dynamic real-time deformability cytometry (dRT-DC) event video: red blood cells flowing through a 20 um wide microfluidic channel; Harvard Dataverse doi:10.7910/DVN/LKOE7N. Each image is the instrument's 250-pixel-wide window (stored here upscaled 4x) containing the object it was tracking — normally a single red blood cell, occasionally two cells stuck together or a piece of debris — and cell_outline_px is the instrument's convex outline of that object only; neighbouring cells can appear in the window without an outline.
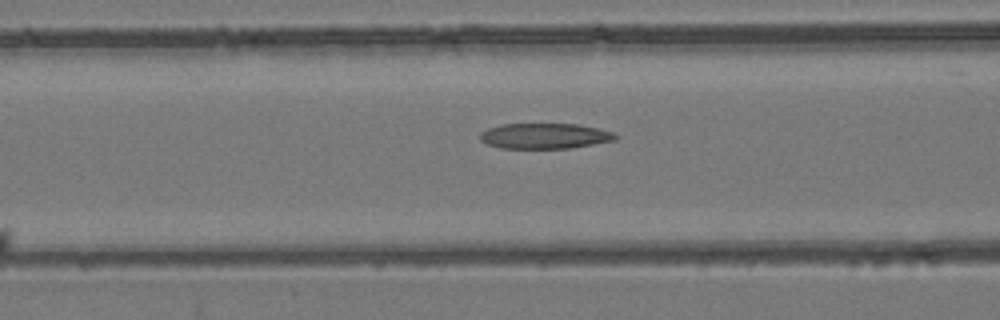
{"species": "common noctule bat (a hibernating species)", "species_latin": "Nyctalus noctula", "temperature_condition": "room temperature", "stored_images_in_passage": 51, "camera_frame_rate_fps": 3000, "um_per_image_px": 0.085, "animal": {"sex": "female", "body_mass_g": 24.6, "forearm_length_mm": 56.2}, "frame": {"image": 1, "passage_image": 19, "time_ms": 6.0, "image_size_px": [1000, 320], "cell_outline_px": [[620, 136], [616, 140], [568, 148], [500, 148], [488, 144], [480, 140], [480, 132], [488, 128], [500, 124], [576, 124], [596, 128], [612, 132]], "centroid_in_image_um": [46.28, 11.55], "position_along_channel_um": 120.3, "area_um2": 20.0}}